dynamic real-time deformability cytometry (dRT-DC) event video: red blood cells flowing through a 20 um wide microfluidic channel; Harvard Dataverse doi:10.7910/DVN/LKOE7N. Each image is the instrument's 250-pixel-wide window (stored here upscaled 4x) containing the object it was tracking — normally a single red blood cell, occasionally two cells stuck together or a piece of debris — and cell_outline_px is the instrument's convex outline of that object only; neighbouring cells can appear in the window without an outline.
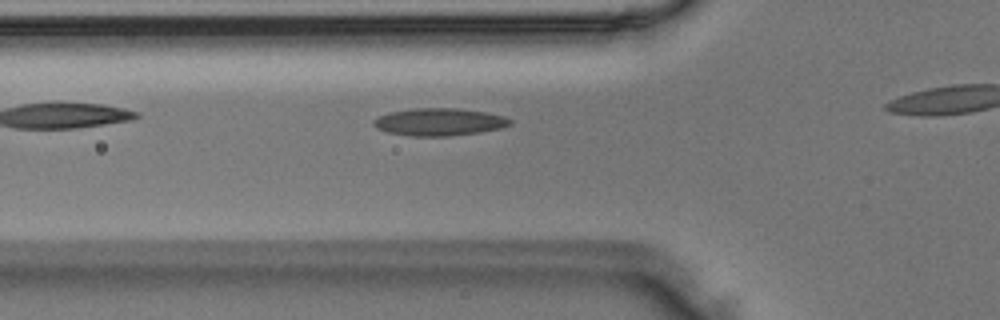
{"species": "Egyptian fruit bat (a non-hibernating species)", "species_latin": "Rousettus aegyptiacus", "temperature_condition": "room temperature", "stored_images_in_passage": 26, "camera_frame_rate_fps": 3000, "um_per_image_px": 0.085, "animal": {"sex": "male"}, "frame": {"image": 1, "passage_image": 3, "time_ms": 0.667, "image_size_px": [1000, 320], "cell_outline_px": [[512, 124], [500, 128], [480, 132], [448, 136], [412, 136], [388, 132], [376, 128], [372, 124], [372, 120], [376, 116], [388, 112], [412, 108], [456, 108], [484, 112], [504, 116], [512, 120]], "centroid_in_image_um": [37.28, 10.36], "position_along_channel_um": 88.5, "area_um2": 21.96}}
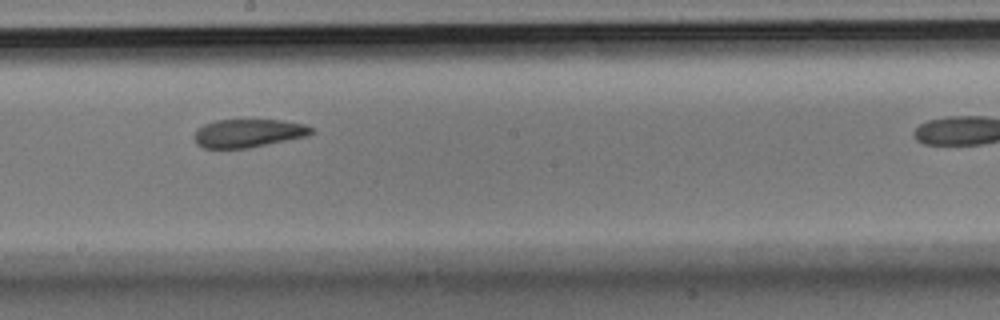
{"frame": {"image": 2, "passage_image": 13, "time_ms": 4.0, "image_size_px": [1000, 320], "cell_outline_px": [[312, 132], [308, 136], [248, 148], [204, 148], [196, 144], [192, 136], [196, 128], [204, 124], [216, 120], [280, 120], [304, 124], [312, 128]], "centroid_in_image_um": [21.04, 11.32], "position_along_channel_um": 227.2, "area_um2": 19.36}}
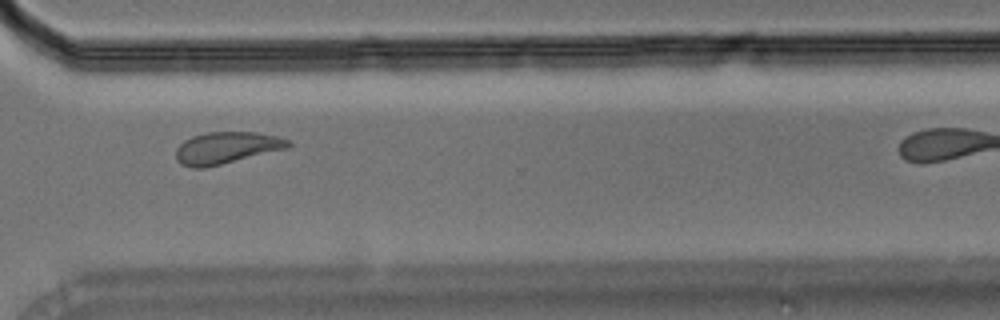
{"frame": {"image": 3, "passage_image": 22, "time_ms": 7.0, "image_size_px": [1000, 320], "cell_outline_px": [[292, 144], [288, 148], [204, 168], [192, 168], [180, 164], [176, 160], [176, 148], [184, 140], [192, 136], [208, 132], [256, 132], [276, 136], [288, 140]], "centroid_in_image_um": [19.22, 12.56], "position_along_channel_um": 351.4, "area_um2": 20.75}}